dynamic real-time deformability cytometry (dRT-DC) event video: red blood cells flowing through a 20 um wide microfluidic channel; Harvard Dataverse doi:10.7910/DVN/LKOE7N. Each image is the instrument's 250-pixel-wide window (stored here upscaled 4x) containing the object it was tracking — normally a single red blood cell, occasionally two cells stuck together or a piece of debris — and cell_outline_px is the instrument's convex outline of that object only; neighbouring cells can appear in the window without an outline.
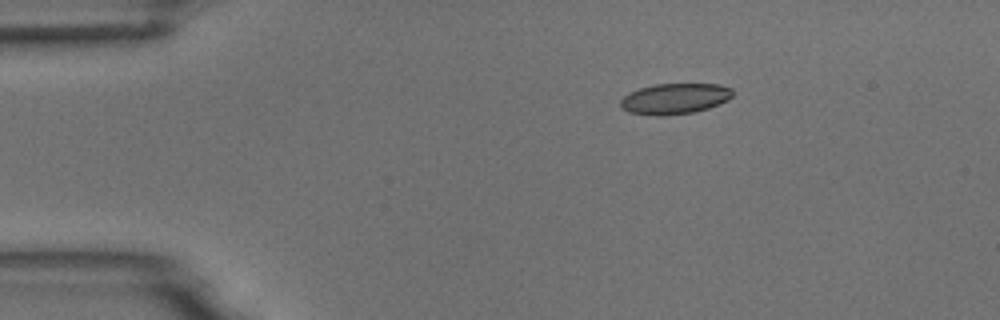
{"species": "common noctule bat (a hibernating species)", "species_latin": "Nyctalus noctula", "temperature_condition": "room temperature", "stored_images_in_passage": 3, "camera_frame_rate_fps": 3000, "um_per_image_px": 0.085, "animal": {"sex": "male", "body_mass_g": 18.8}, "frame": {"image": 1, "passage_image": 1, "time_ms": 0.0, "image_size_px": [1000, 320], "cell_outline_px": [[732, 96], [728, 100], [720, 104], [708, 108], [692, 112], [664, 116], [656, 116], [628, 112], [620, 104], [620, 100], [628, 92], [640, 88], [656, 84], [720, 84], [732, 88]], "centroid_in_image_um": [57.36, 8.39], "position_along_channel_um": 27.6, "area_um2": 20.11}}
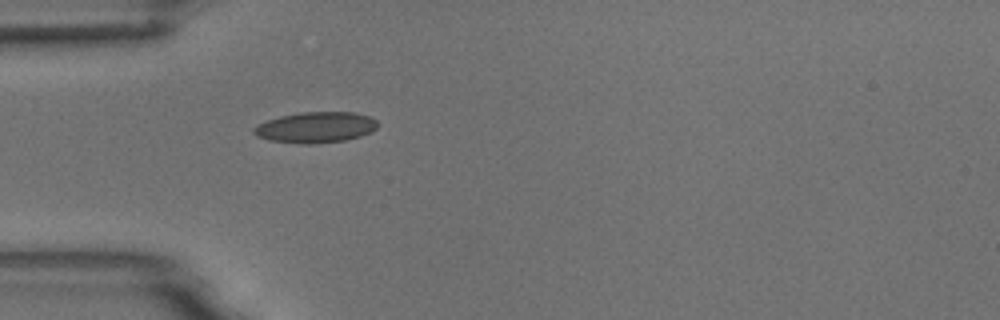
{"frame": {"image": 2, "passage_image": 3, "time_ms": 0.667, "image_size_px": [1000, 320], "cell_outline_px": [[380, 124], [372, 132], [360, 136], [344, 140], [312, 144], [300, 144], [268, 140], [256, 136], [252, 132], [252, 128], [268, 120], [280, 116], [300, 112], [352, 112], [372, 116]], "centroid_in_image_um": [26.85, 10.82], "position_along_channel_um": 58.1, "area_um2": 22.43}}